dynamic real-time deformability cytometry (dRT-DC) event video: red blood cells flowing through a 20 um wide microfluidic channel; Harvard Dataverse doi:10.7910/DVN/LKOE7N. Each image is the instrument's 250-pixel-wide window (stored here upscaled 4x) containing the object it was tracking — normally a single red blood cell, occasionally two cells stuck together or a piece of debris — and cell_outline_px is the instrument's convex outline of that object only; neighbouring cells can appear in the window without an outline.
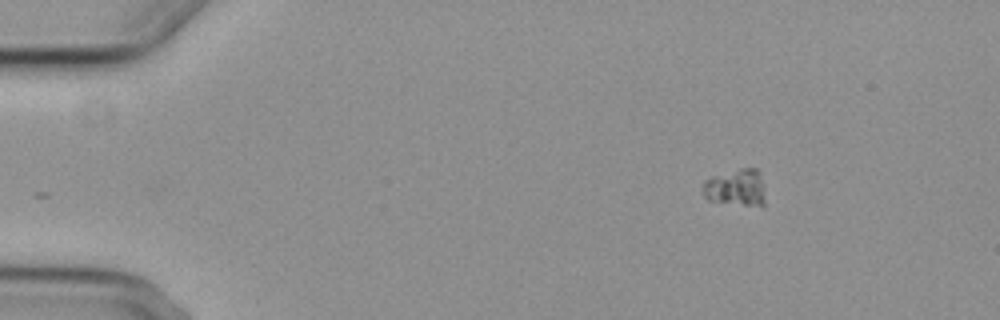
{"species": "common noctule bat (a hibernating species)", "species_latin": "Nyctalus noctula", "temperature_condition": "cold", "stored_images_in_passage": 2, "camera_frame_rate_fps": 3000, "um_per_image_px": 0.085, "animal": {"sex": "female", "body_mass_g": 29.2, "forearm_length_mm": 56.3}, "frame": {"image": 1, "passage_image": 2, "time_ms": 1.0, "image_size_px": [1000, 320], "cell_outline_px": [[764, 208], [708, 200], [704, 196], [704, 180], [712, 176], [740, 168], [756, 168], [760, 172], [764, 188]], "centroid_in_image_um": [62.6, 15.95], "position_along_channel_um": 22.4, "area_um2": 13.64}}